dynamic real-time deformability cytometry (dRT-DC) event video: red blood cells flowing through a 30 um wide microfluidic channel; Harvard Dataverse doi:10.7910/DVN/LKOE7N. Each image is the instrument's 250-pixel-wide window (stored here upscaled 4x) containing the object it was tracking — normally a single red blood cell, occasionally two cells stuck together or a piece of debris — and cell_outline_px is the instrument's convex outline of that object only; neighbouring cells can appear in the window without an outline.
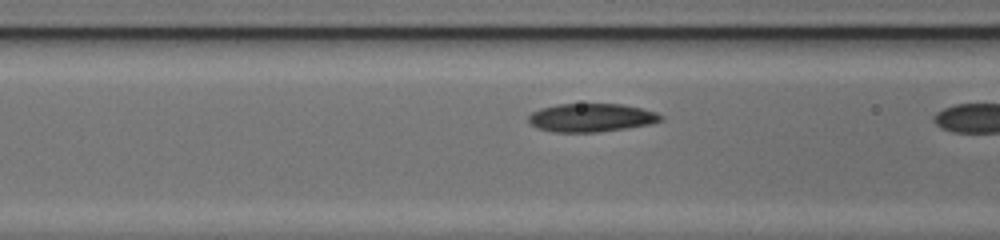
{"species": "common noctule bat (a hibernating species)", "species_latin": "Nyctalus noctula", "temperature_condition": "cold", "stored_images_in_passage": 11, "camera_frame_rate_fps": 3000, "um_per_image_px": 0.085, "animal": {"sex": "female", "body_mass_g": 17.0, "forearm_length_mm": 48.0}, "frame": {"image": 1, "passage_image": 10, "time_ms": 3.0, "image_size_px": [1000, 240], "cell_outline_px": [[664, 120], [652, 124], [628, 128], [596, 132], [552, 132], [536, 128], [528, 124], [528, 116], [532, 112], [540, 108], [556, 104], [620, 104], [640, 108], [656, 112], [664, 116]], "centroid_in_image_um": [50.24, 10.01], "position_along_channel_um": 116.4, "area_um2": 22.14}}